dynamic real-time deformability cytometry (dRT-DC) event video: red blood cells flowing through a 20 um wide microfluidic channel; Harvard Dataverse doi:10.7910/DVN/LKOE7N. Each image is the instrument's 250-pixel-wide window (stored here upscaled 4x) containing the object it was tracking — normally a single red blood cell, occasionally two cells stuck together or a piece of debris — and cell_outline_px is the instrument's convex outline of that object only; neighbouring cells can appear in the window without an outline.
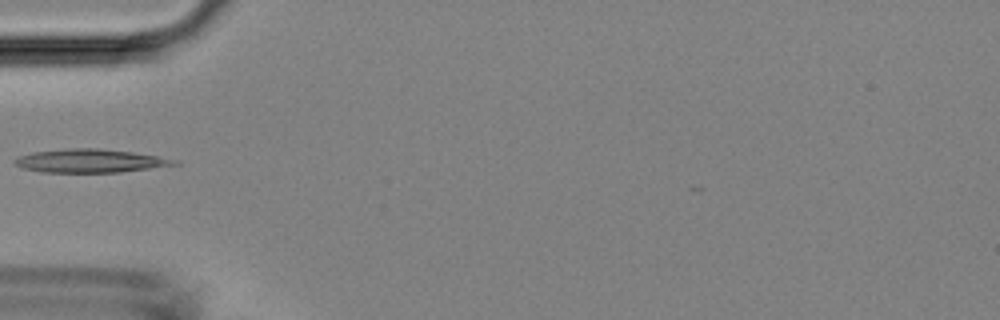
{"species": "Egyptian fruit bat (a non-hibernating species)", "species_latin": "Rousettus aegyptiacus", "temperature_condition": "room temperature", "stored_images_in_passage": 7, "camera_frame_rate_fps": 3000, "um_per_image_px": 0.085, "animal": {"sex": "female"}, "frame": {"image": 1, "passage_image": 5, "time_ms": 4.667, "image_size_px": [1000, 320], "cell_outline_px": [[180, 164], [120, 172], [40, 172], [20, 168], [12, 164], [12, 160], [16, 156], [32, 152], [64, 148], [100, 148], [132, 152], [180, 160]], "centroid_in_image_um": [7.57, 13.67], "position_along_channel_um": 77.4, "area_um2": 22.08}}